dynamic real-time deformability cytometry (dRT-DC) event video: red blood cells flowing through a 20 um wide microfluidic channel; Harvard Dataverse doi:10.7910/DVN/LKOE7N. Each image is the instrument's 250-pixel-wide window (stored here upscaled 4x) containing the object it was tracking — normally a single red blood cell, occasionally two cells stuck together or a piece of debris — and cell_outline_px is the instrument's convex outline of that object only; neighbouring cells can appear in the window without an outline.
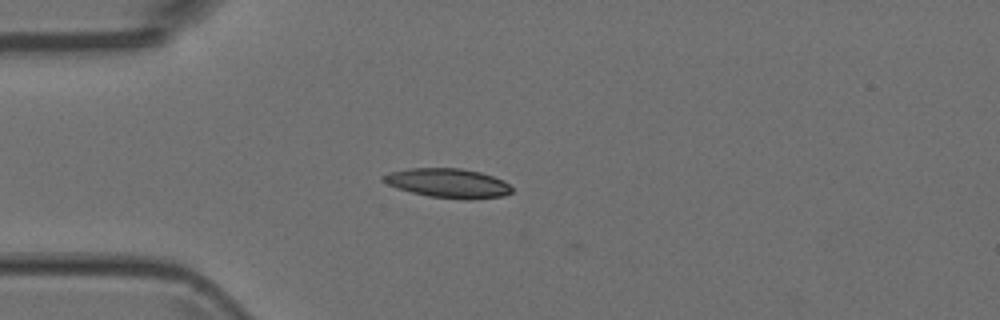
{"species": "Egyptian fruit bat (a non-hibernating species)", "species_latin": "Rousettus aegyptiacus", "temperature_condition": "room temperature", "stored_images_in_passage": 5, "camera_frame_rate_fps": 3000, "um_per_image_px": 0.085, "animal": {"sex": "female"}, "frame": {"image": 1, "passage_image": 4, "time_ms": 1.0, "image_size_px": [1000, 320], "cell_outline_px": [[512, 192], [504, 196], [428, 196], [396, 188], [380, 180], [380, 176], [388, 172], [408, 168], [460, 168], [480, 172], [504, 180], [512, 188]], "centroid_in_image_um": [37.97, 15.5], "position_along_channel_um": 47.0, "area_um2": 21.04}}